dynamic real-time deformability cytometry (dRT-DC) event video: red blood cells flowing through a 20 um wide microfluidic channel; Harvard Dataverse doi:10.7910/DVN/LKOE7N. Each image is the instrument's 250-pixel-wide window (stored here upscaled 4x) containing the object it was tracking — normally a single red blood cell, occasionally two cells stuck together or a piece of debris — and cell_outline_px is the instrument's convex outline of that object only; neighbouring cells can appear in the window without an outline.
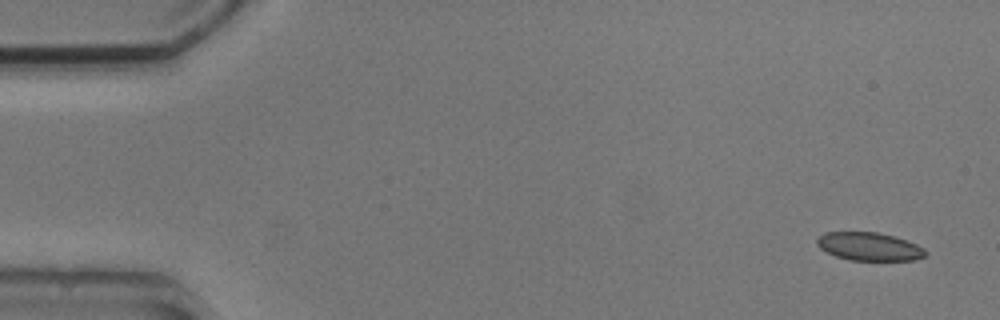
{"species": "common noctule bat (a hibernating species)", "species_latin": "Nyctalus noctula", "temperature_condition": "cold", "stored_images_in_passage": 6, "camera_frame_rate_fps": 3000, "um_per_image_px": 0.085, "animal": {"sex": "male", "body_mass_g": 20.5, "forearm_length_mm": 52.5}, "frame": {"image": 1, "passage_image": 1, "time_ms": 0.0, "image_size_px": [1000, 320], "cell_outline_px": [[928, 252], [924, 256], [916, 260], [852, 260], [836, 256], [820, 248], [816, 244], [816, 240], [824, 232], [876, 232], [896, 236], [916, 244], [924, 248]], "centroid_in_image_um": [73.9, 20.95], "position_along_channel_um": 11.1, "area_um2": 17.8}}
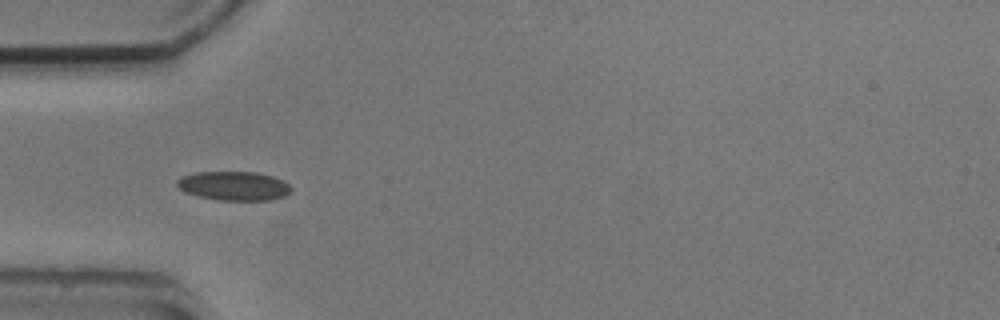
{"frame": {"image": 2, "passage_image": 5, "time_ms": 4.667, "image_size_px": [1000, 320], "cell_outline_px": [[292, 188], [284, 196], [272, 200], [220, 200], [196, 196], [184, 192], [176, 184], [176, 180], [184, 176], [196, 172], [256, 172], [272, 176], [284, 180]], "centroid_in_image_um": [19.87, 15.8], "position_along_channel_um": 65.1, "area_um2": 19.31}}